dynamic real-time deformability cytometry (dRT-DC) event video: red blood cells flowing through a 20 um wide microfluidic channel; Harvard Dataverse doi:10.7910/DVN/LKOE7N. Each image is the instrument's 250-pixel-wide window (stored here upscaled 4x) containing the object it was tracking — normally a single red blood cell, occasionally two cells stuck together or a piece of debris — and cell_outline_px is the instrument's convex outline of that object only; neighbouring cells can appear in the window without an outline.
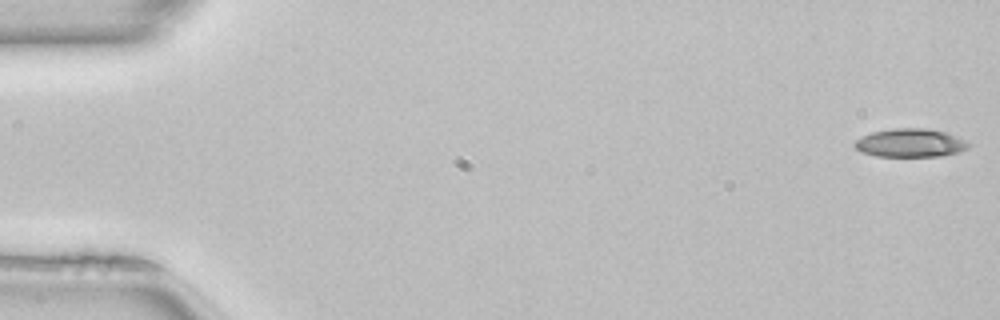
{"species": "common noctule bat (a hibernating species)", "species_latin": "Nyctalus noctula", "temperature_condition": "room temperature", "stored_images_in_passage": 50, "camera_frame_rate_fps": 3000, "um_per_image_px": 0.085, "animal": {"sex": "female", "body_mass_g": 22.7, "forearm_length_mm": 54.2}, "frame": {"image": 1, "passage_image": 1, "time_ms": 0.0, "image_size_px": [1000, 320], "cell_outline_px": [[972, 144], [968, 148], [956, 152], [940, 156], [876, 156], [860, 152], [852, 144], [856, 140], [872, 132], [896, 128], [924, 128], [944, 132], [964, 140]], "centroid_in_image_um": [77.35, 12.15], "position_along_channel_um": 7.7, "area_um2": 18.61}}
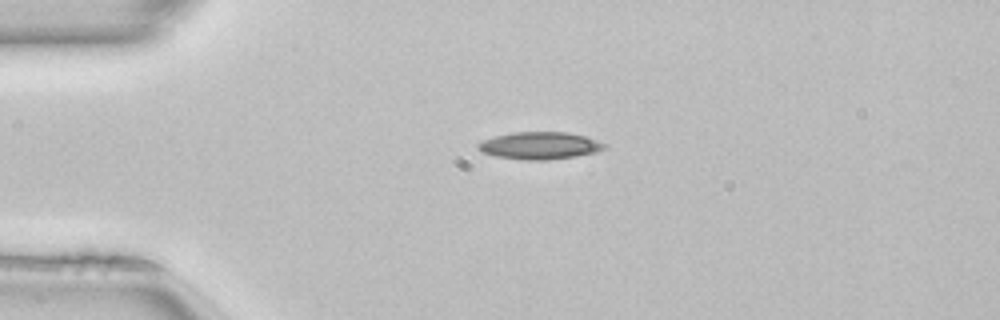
{"frame": {"image": 2, "passage_image": 12, "time_ms": 3.667, "image_size_px": [1000, 320], "cell_outline_px": [[608, 144], [604, 148], [596, 152], [576, 156], [548, 160], [524, 160], [496, 156], [480, 152], [476, 148], [476, 144], [484, 140], [496, 136], [512, 132], [568, 132], [584, 136]], "centroid_in_image_um": [45.86, 12.38], "position_along_channel_um": 39.1, "area_um2": 20.11}}